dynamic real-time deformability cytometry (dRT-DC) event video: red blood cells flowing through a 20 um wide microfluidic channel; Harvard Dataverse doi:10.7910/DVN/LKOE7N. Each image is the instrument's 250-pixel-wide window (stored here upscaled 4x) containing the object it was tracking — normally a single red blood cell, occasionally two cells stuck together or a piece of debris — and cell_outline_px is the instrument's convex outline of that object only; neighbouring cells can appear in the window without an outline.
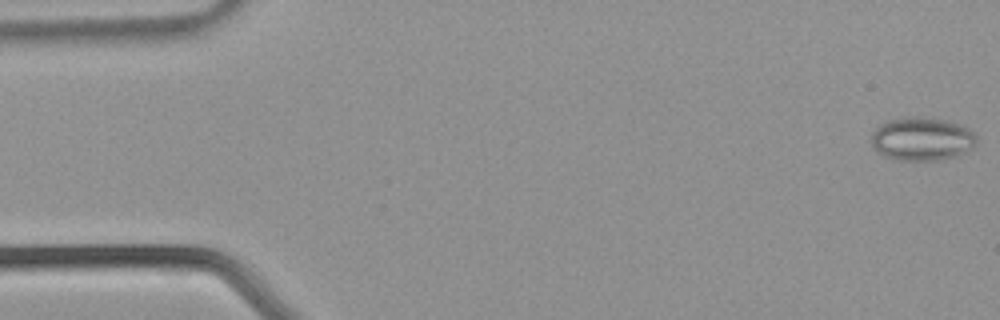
{"species": "common noctule bat (a hibernating species)", "species_latin": "Nyctalus noctula", "temperature_condition": "warm", "stored_images_in_passage": 39, "camera_frame_rate_fps": 3000, "um_per_image_px": 0.085, "animal": {"sex": "male", "body_mass_g": 21.5, "forearm_length_mm": 52.0}, "frame": {"image": 1, "passage_image": 1, "time_ms": 0.0, "image_size_px": [1000, 320], "cell_outline_px": [[976, 140], [972, 144], [952, 156], [936, 160], [900, 160], [884, 156], [872, 144], [872, 136], [876, 128], [892, 120], [940, 120], [956, 124], [968, 128], [976, 136]], "centroid_in_image_um": [78.32, 11.86], "position_along_channel_um": 6.7, "area_um2": 24.51}}
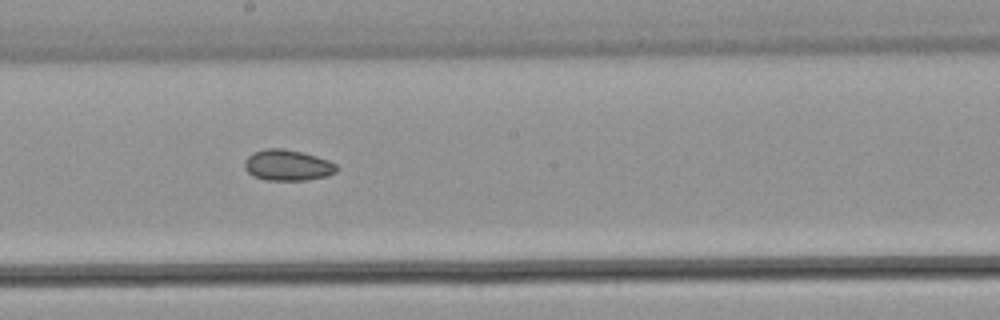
{"frame": {"image": 2, "passage_image": 21, "time_ms": 6.667, "image_size_px": [1000, 320], "cell_outline_px": [[336, 172], [328, 176], [304, 180], [264, 180], [252, 176], [244, 168], [244, 160], [252, 152], [264, 148], [284, 148], [316, 156], [328, 160], [336, 164]], "centroid_in_image_um": [24.39, 14.04], "position_along_channel_um": 223.8, "area_um2": 16.7}}
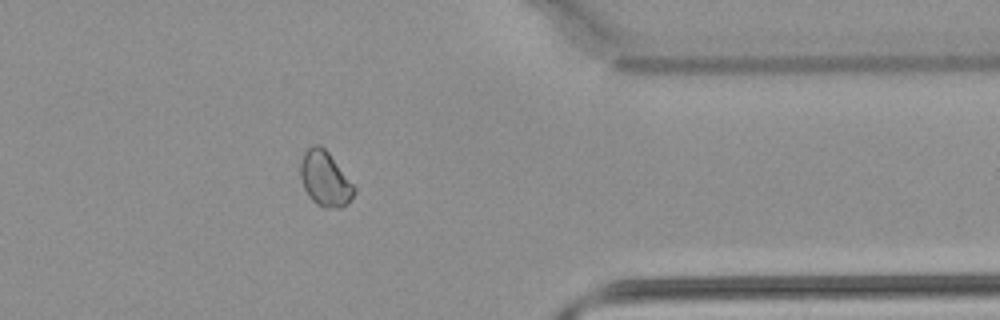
{"frame": {"image": 3, "passage_image": 31, "time_ms": 10.0, "image_size_px": [1000, 320], "cell_outline_px": [[356, 192], [340, 208], [324, 208], [316, 204], [308, 196], [304, 188], [300, 176], [300, 164], [304, 152], [308, 148], [316, 144], [320, 144], [328, 152], [356, 188]], "centroid_in_image_um": [27.6, 15.2], "position_along_channel_um": 383.8, "area_um2": 16.99}}